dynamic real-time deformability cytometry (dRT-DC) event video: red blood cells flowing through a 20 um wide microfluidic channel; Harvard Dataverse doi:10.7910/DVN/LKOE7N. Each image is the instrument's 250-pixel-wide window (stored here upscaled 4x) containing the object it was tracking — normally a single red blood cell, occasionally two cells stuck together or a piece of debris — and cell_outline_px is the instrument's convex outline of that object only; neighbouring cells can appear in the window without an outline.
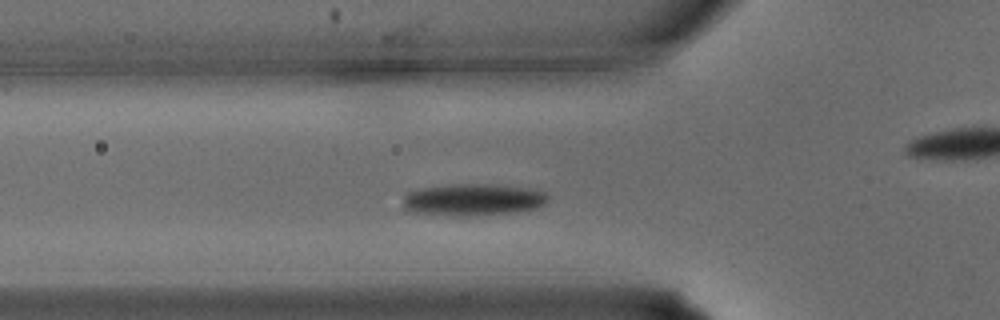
{"species": "common noctule bat (a hibernating species)", "species_latin": "Nyctalus noctula", "temperature_condition": "warm", "stored_images_in_passage": 25, "camera_frame_rate_fps": 3000, "um_per_image_px": 0.085, "animal": {"sex": "male", "body_mass_g": 15.6}, "frame": {"image": 1, "passage_image": 7, "time_ms": 2.0, "image_size_px": [1000, 320], "cell_outline_px": [[552, 200], [548, 204], [528, 212], [488, 216], [428, 216], [404, 212], [400, 208], [404, 192], [416, 188], [452, 184], [496, 184], [536, 188], [552, 196]], "centroid_in_image_um": [40.21, 17.01], "position_along_channel_um": 85.6, "area_um2": 29.48}}
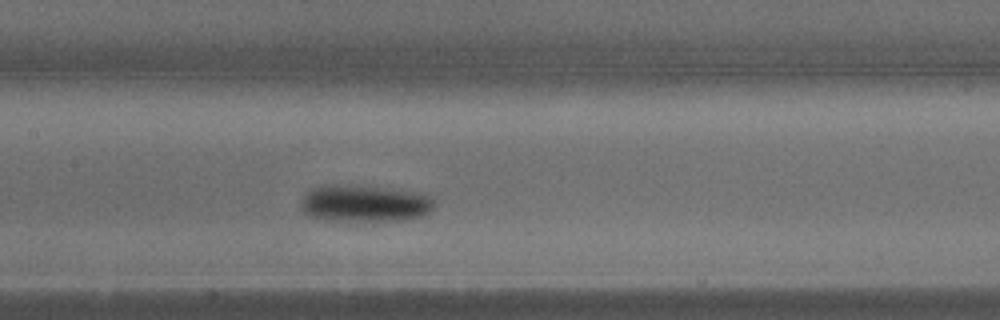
{"frame": {"image": 2, "passage_image": 12, "time_ms": 3.667, "image_size_px": [1000, 320], "cell_outline_px": [[436, 204], [428, 216], [408, 220], [372, 224], [348, 224], [316, 220], [308, 216], [300, 208], [300, 200], [312, 188], [320, 184], [356, 184], [404, 188], [436, 192]], "centroid_in_image_um": [31.14, 17.32], "position_along_channel_um": 176.3, "area_um2": 32.54}}
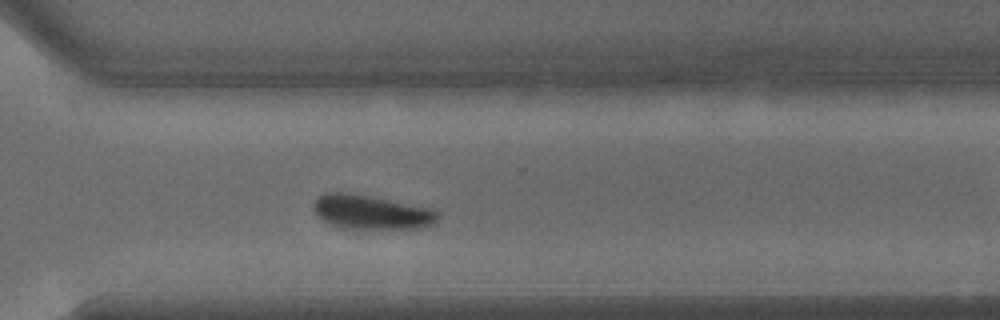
{"frame": {"image": 3, "passage_image": 21, "time_ms": 6.667, "image_size_px": [1000, 320], "cell_outline_px": [[440, 216], [436, 224], [424, 228], [368, 232], [352, 232], [336, 228], [320, 220], [316, 216], [312, 208], [312, 204], [316, 196], [328, 192], [344, 192], [368, 196], [432, 208], [440, 212]], "centroid_in_image_um": [31.53, 18.12], "position_along_channel_um": 339.1, "area_um2": 26.76}}